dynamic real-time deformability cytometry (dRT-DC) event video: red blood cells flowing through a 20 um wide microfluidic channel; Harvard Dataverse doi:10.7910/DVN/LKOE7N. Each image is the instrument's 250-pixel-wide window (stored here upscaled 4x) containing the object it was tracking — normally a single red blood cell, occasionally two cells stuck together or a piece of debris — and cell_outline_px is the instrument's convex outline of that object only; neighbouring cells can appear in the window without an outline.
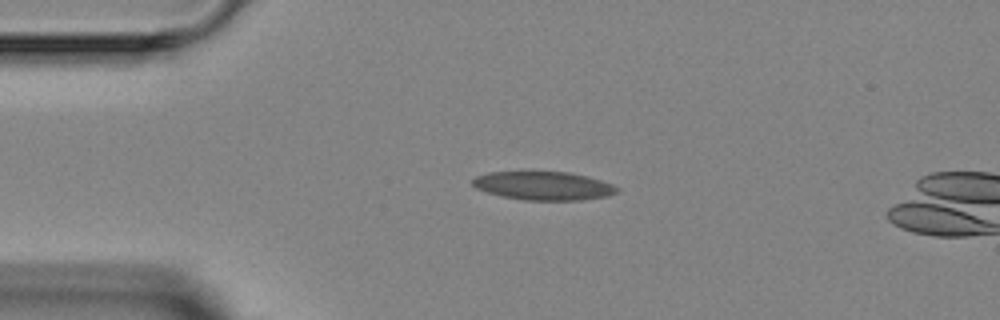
{"species": "Egyptian fruit bat (a non-hibernating species)", "species_latin": "Rousettus aegyptiacus", "temperature_condition": "room temperature", "stored_images_in_passage": 3, "camera_frame_rate_fps": 3000, "um_per_image_px": 0.085, "animal": {"sex": "female"}, "frame": {"image": 1, "passage_image": 2, "time_ms": 2.0, "image_size_px": [1000, 320], "cell_outline_px": [[620, 192], [608, 196], [580, 200], [524, 200], [500, 196], [476, 188], [472, 184], [472, 180], [476, 176], [488, 172], [568, 172], [600, 180], [612, 184], [620, 188]], "centroid_in_image_um": [46.21, 15.8], "position_along_channel_um": 38.8, "area_um2": 23.93}}